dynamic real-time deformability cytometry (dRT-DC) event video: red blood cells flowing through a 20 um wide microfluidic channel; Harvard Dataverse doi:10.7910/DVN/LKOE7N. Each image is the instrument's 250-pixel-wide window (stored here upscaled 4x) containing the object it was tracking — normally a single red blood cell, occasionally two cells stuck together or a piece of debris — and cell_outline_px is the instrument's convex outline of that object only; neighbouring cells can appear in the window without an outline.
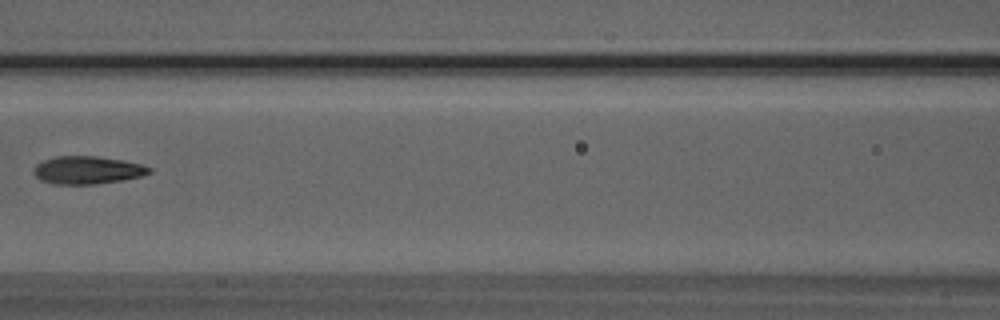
{"species": "Egyptian fruit bat (a non-hibernating species)", "species_latin": "Rousettus aegyptiacus", "temperature_condition": "room temperature", "stored_images_in_passage": 5, "camera_frame_rate_fps": 3000, "um_per_image_px": 0.085, "animal": {"sex": "male"}, "frame": {"image": 1, "passage_image": 5, "time_ms": 1.333, "image_size_px": [1000, 320], "cell_outline_px": [[152, 172], [140, 176], [120, 180], [96, 184], [52, 184], [40, 180], [32, 172], [32, 168], [36, 164], [44, 160], [56, 156], [96, 156], [120, 160], [140, 164], [152, 168]], "centroid_in_image_um": [7.37, 14.46], "position_along_channel_um": 159.2, "area_um2": 18.67}}